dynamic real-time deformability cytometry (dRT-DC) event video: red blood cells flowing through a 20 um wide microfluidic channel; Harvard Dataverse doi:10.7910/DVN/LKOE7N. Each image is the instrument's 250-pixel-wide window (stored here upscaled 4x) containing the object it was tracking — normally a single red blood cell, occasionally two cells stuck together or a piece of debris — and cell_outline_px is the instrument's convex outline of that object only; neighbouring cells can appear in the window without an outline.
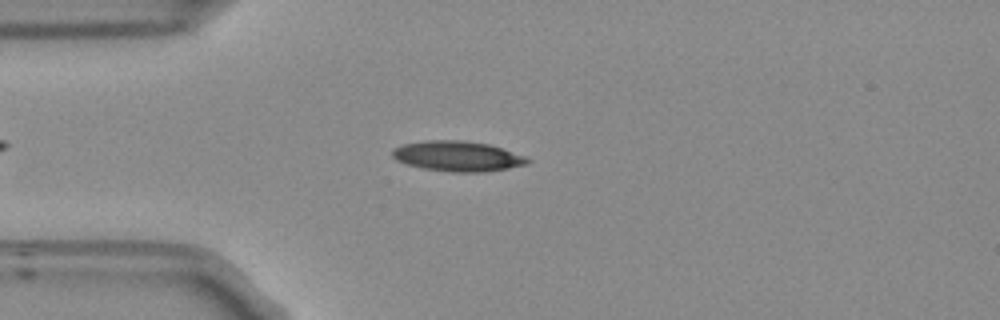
{"species": "Egyptian fruit bat (a non-hibernating species)", "species_latin": "Rousettus aegyptiacus", "temperature_condition": "room temperature", "stored_images_in_passage": 53, "camera_frame_rate_fps": 3000, "um_per_image_px": 0.085, "frame": {"image": 1, "passage_image": 13, "time_ms": 4.0, "image_size_px": [1000, 320], "cell_outline_px": [[532, 160], [528, 164], [508, 168], [484, 172], [452, 172], [424, 168], [408, 164], [396, 160], [392, 156], [392, 148], [404, 144], [428, 140], [460, 140], [488, 144], [524, 156]], "centroid_in_image_um": [38.89, 13.28], "position_along_channel_um": 46.1, "area_um2": 23.58}}
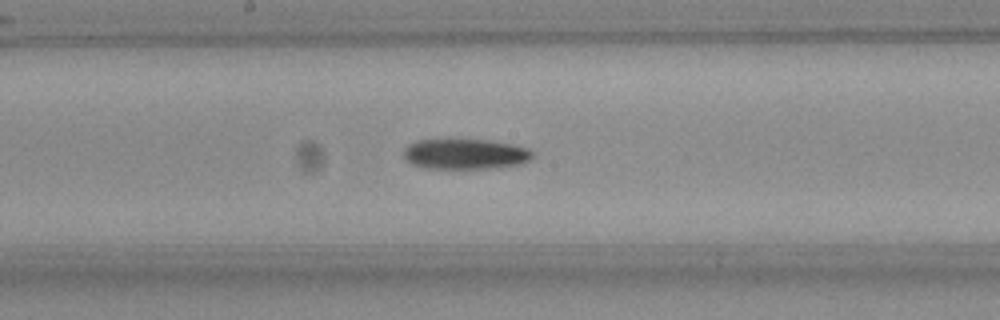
{"frame": {"image": 2, "passage_image": 27, "time_ms": 8.667, "image_size_px": [1000, 320], "cell_outline_px": [[536, 156], [520, 164], [500, 168], [428, 168], [412, 164], [404, 156], [404, 148], [408, 144], [416, 140], [488, 140], [512, 144], [528, 148]], "centroid_in_image_um": [39.58, 13.09], "position_along_channel_um": 208.6, "area_um2": 22.77}}
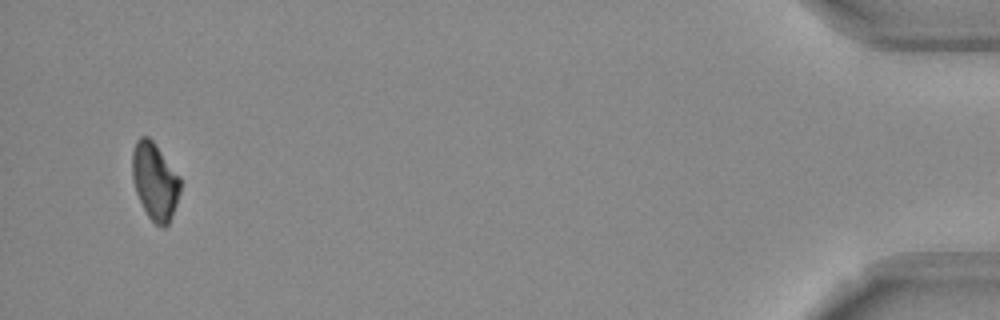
{"frame": {"image": 3, "passage_image": 51, "time_ms": 16.667, "image_size_px": [1000, 320], "cell_outline_px": [[180, 192], [176, 204], [168, 224], [164, 228], [156, 224], [148, 216], [136, 192], [132, 180], [132, 152], [136, 140], [140, 136], [148, 136], [152, 140], [180, 176]], "centroid_in_image_um": [13.15, 15.38], "position_along_channel_um": 422.0, "area_um2": 21.44}, "authors_computed_cell_mechanics": {"area_um2": 22.3108, "velocity_mm_per_s": 3.7508, "shape_relaxation_time_tau1_ms": 4.183, "shape_relaxation_time_tau2_ms": null, "deformation_change_tau1": 0.144, "deformation_change_tau2": null}}